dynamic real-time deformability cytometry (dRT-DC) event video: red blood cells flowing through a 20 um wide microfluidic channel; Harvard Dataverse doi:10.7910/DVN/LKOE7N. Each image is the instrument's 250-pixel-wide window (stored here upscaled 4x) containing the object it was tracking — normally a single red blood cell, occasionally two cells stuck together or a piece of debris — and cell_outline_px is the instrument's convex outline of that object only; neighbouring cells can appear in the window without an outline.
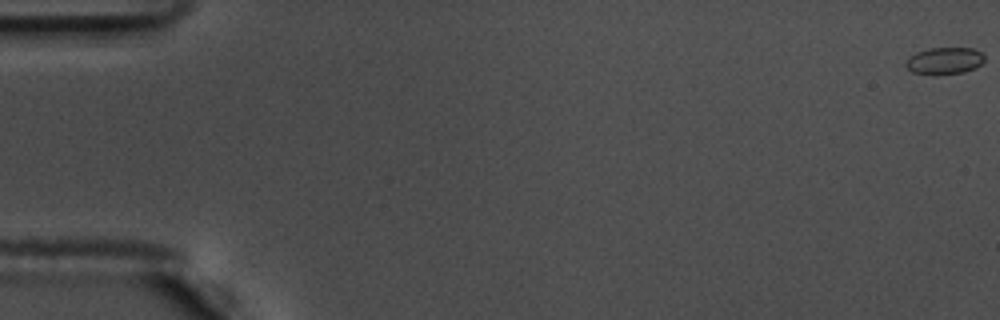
{"species": "common noctule bat (a hibernating species)", "species_latin": "Nyctalus noctula", "temperature_condition": "warm", "stored_images_in_passage": 48, "camera_frame_rate_fps": 3000, "um_per_image_px": 0.085, "animal": {"sex": "male", "body_mass_g": 17.5, "forearm_length_mm": 52.3}, "frame": {"image": 1, "passage_image": 1, "time_ms": 0.0, "image_size_px": [1000, 320], "cell_outline_px": [[984, 60], [976, 68], [964, 72], [912, 72], [904, 64], [908, 56], [916, 52], [928, 48], [972, 48], [980, 52], [984, 56]], "centroid_in_image_um": [80.28, 5.12], "position_along_channel_um": 4.7, "area_um2": 11.85}}
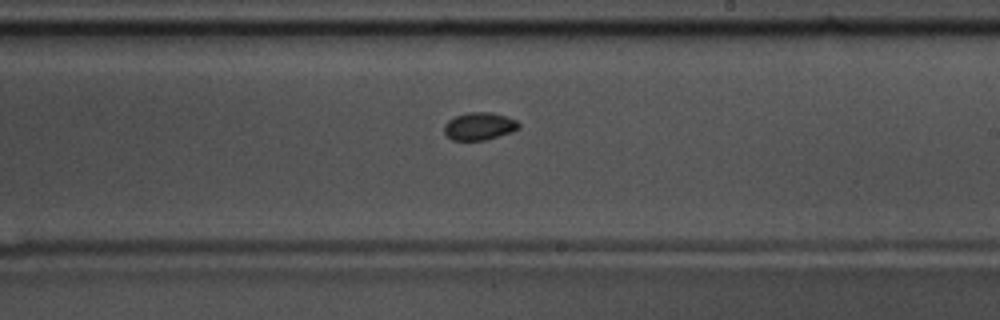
{"frame": {"image": 2, "passage_image": 35, "time_ms": 11.333, "image_size_px": [1000, 320], "cell_outline_px": [[520, 128], [512, 132], [484, 140], [452, 140], [444, 132], [444, 124], [448, 120], [456, 116], [468, 112], [492, 112], [508, 116], [516, 120], [520, 124]], "centroid_in_image_um": [40.76, 10.72], "position_along_channel_um": 248.2, "area_um2": 12.08}}
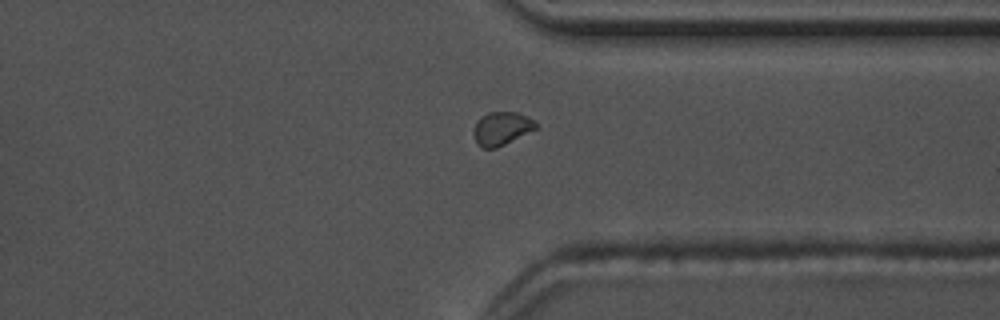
{"frame": {"image": 3, "passage_image": 45, "time_ms": 14.667, "image_size_px": [1000, 320], "cell_outline_px": [[536, 128], [496, 148], [484, 148], [476, 144], [476, 124], [480, 116], [488, 112], [516, 112], [532, 120], [536, 124]], "centroid_in_image_um": [42.62, 10.91], "position_along_channel_um": 368.8, "area_um2": 11.5}}